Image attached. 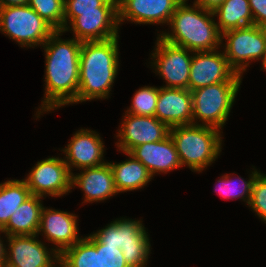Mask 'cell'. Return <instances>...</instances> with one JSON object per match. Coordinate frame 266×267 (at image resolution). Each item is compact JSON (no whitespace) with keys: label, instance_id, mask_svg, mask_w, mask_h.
<instances>
[{"label":"cell","instance_id":"d4e9b609","mask_svg":"<svg viewBox=\"0 0 266 267\" xmlns=\"http://www.w3.org/2000/svg\"><path fill=\"white\" fill-rule=\"evenodd\" d=\"M61 267H101V251L85 236L60 255Z\"/></svg>","mask_w":266,"mask_h":267},{"label":"cell","instance_id":"7402d4cb","mask_svg":"<svg viewBox=\"0 0 266 267\" xmlns=\"http://www.w3.org/2000/svg\"><path fill=\"white\" fill-rule=\"evenodd\" d=\"M129 159L120 163H109L118 193L144 188L151 181L149 170L129 152Z\"/></svg>","mask_w":266,"mask_h":267},{"label":"cell","instance_id":"6da1fadb","mask_svg":"<svg viewBox=\"0 0 266 267\" xmlns=\"http://www.w3.org/2000/svg\"><path fill=\"white\" fill-rule=\"evenodd\" d=\"M62 33L56 30L42 45L46 58L45 95L36 112L37 118L44 112L77 103L82 42L74 37L64 40L59 37Z\"/></svg>","mask_w":266,"mask_h":267},{"label":"cell","instance_id":"9c48e42d","mask_svg":"<svg viewBox=\"0 0 266 267\" xmlns=\"http://www.w3.org/2000/svg\"><path fill=\"white\" fill-rule=\"evenodd\" d=\"M151 54V66L167 83L165 88L188 89L193 52L167 43L159 36ZM188 52H191V56Z\"/></svg>","mask_w":266,"mask_h":267},{"label":"cell","instance_id":"e0dca14e","mask_svg":"<svg viewBox=\"0 0 266 267\" xmlns=\"http://www.w3.org/2000/svg\"><path fill=\"white\" fill-rule=\"evenodd\" d=\"M183 0H123L118 5V24L125 19L136 24H169Z\"/></svg>","mask_w":266,"mask_h":267},{"label":"cell","instance_id":"d6a6232c","mask_svg":"<svg viewBox=\"0 0 266 267\" xmlns=\"http://www.w3.org/2000/svg\"><path fill=\"white\" fill-rule=\"evenodd\" d=\"M224 0H195L193 3L205 10L214 11Z\"/></svg>","mask_w":266,"mask_h":267},{"label":"cell","instance_id":"e575fe53","mask_svg":"<svg viewBox=\"0 0 266 267\" xmlns=\"http://www.w3.org/2000/svg\"><path fill=\"white\" fill-rule=\"evenodd\" d=\"M0 233H4L3 230L0 228ZM1 236V235H0ZM4 240H1L0 237V267H5V252H6V245L3 244Z\"/></svg>","mask_w":266,"mask_h":267},{"label":"cell","instance_id":"f546056e","mask_svg":"<svg viewBox=\"0 0 266 267\" xmlns=\"http://www.w3.org/2000/svg\"><path fill=\"white\" fill-rule=\"evenodd\" d=\"M101 251V267H129L121 249L116 246H105L93 234L86 236Z\"/></svg>","mask_w":266,"mask_h":267},{"label":"cell","instance_id":"5bb4252c","mask_svg":"<svg viewBox=\"0 0 266 267\" xmlns=\"http://www.w3.org/2000/svg\"><path fill=\"white\" fill-rule=\"evenodd\" d=\"M78 216L67 211L43 207L41 211L38 235L42 232L47 241L56 245V252L61 255L82 238L78 235Z\"/></svg>","mask_w":266,"mask_h":267},{"label":"cell","instance_id":"ba28073f","mask_svg":"<svg viewBox=\"0 0 266 267\" xmlns=\"http://www.w3.org/2000/svg\"><path fill=\"white\" fill-rule=\"evenodd\" d=\"M226 38V39H225ZM225 39L224 54L229 65L240 75L246 71L250 60L266 62V40L258 26L232 29L222 34Z\"/></svg>","mask_w":266,"mask_h":267},{"label":"cell","instance_id":"74e56055","mask_svg":"<svg viewBox=\"0 0 266 267\" xmlns=\"http://www.w3.org/2000/svg\"><path fill=\"white\" fill-rule=\"evenodd\" d=\"M123 0H116L117 5H119Z\"/></svg>","mask_w":266,"mask_h":267},{"label":"cell","instance_id":"8d00e7d4","mask_svg":"<svg viewBox=\"0 0 266 267\" xmlns=\"http://www.w3.org/2000/svg\"><path fill=\"white\" fill-rule=\"evenodd\" d=\"M261 69L262 70L265 69V71H266V62L262 65Z\"/></svg>","mask_w":266,"mask_h":267},{"label":"cell","instance_id":"8fae6325","mask_svg":"<svg viewBox=\"0 0 266 267\" xmlns=\"http://www.w3.org/2000/svg\"><path fill=\"white\" fill-rule=\"evenodd\" d=\"M227 81H242V75L229 65L223 51L193 52L188 84L190 91Z\"/></svg>","mask_w":266,"mask_h":267},{"label":"cell","instance_id":"277c9868","mask_svg":"<svg viewBox=\"0 0 266 267\" xmlns=\"http://www.w3.org/2000/svg\"><path fill=\"white\" fill-rule=\"evenodd\" d=\"M219 129L196 124L170 127L182 167L201 172L218 158L222 151V136Z\"/></svg>","mask_w":266,"mask_h":267},{"label":"cell","instance_id":"44dd1931","mask_svg":"<svg viewBox=\"0 0 266 267\" xmlns=\"http://www.w3.org/2000/svg\"><path fill=\"white\" fill-rule=\"evenodd\" d=\"M42 197L31 195L2 228L6 236L36 235L40 227Z\"/></svg>","mask_w":266,"mask_h":267},{"label":"cell","instance_id":"5b68a950","mask_svg":"<svg viewBox=\"0 0 266 267\" xmlns=\"http://www.w3.org/2000/svg\"><path fill=\"white\" fill-rule=\"evenodd\" d=\"M141 220L120 218L107 224L93 235L105 246L121 249L129 267H146L150 241Z\"/></svg>","mask_w":266,"mask_h":267},{"label":"cell","instance_id":"603a6c76","mask_svg":"<svg viewBox=\"0 0 266 267\" xmlns=\"http://www.w3.org/2000/svg\"><path fill=\"white\" fill-rule=\"evenodd\" d=\"M213 14L218 16L219 21L216 24L221 34L232 29L253 25L249 0H224L213 11Z\"/></svg>","mask_w":266,"mask_h":267},{"label":"cell","instance_id":"ffe728a7","mask_svg":"<svg viewBox=\"0 0 266 267\" xmlns=\"http://www.w3.org/2000/svg\"><path fill=\"white\" fill-rule=\"evenodd\" d=\"M132 154L152 176L181 168L179 155L170 135L158 142H149L135 147Z\"/></svg>","mask_w":266,"mask_h":267},{"label":"cell","instance_id":"9a60e30c","mask_svg":"<svg viewBox=\"0 0 266 267\" xmlns=\"http://www.w3.org/2000/svg\"><path fill=\"white\" fill-rule=\"evenodd\" d=\"M62 151L70 172L73 167L82 170L107 163L103 158L104 143L99 134L93 130H78Z\"/></svg>","mask_w":266,"mask_h":267},{"label":"cell","instance_id":"4dcf8cb0","mask_svg":"<svg viewBox=\"0 0 266 267\" xmlns=\"http://www.w3.org/2000/svg\"><path fill=\"white\" fill-rule=\"evenodd\" d=\"M249 207L266 223V175L259 173L253 183Z\"/></svg>","mask_w":266,"mask_h":267},{"label":"cell","instance_id":"52a82bcc","mask_svg":"<svg viewBox=\"0 0 266 267\" xmlns=\"http://www.w3.org/2000/svg\"><path fill=\"white\" fill-rule=\"evenodd\" d=\"M0 31L21 47L43 45L56 31L28 4L0 8Z\"/></svg>","mask_w":266,"mask_h":267},{"label":"cell","instance_id":"83f0119b","mask_svg":"<svg viewBox=\"0 0 266 267\" xmlns=\"http://www.w3.org/2000/svg\"><path fill=\"white\" fill-rule=\"evenodd\" d=\"M28 5L55 30H64V0H28Z\"/></svg>","mask_w":266,"mask_h":267},{"label":"cell","instance_id":"ac0fdd59","mask_svg":"<svg viewBox=\"0 0 266 267\" xmlns=\"http://www.w3.org/2000/svg\"><path fill=\"white\" fill-rule=\"evenodd\" d=\"M192 92L189 89L159 88L155 117L169 127L193 124Z\"/></svg>","mask_w":266,"mask_h":267},{"label":"cell","instance_id":"2e32d148","mask_svg":"<svg viewBox=\"0 0 266 267\" xmlns=\"http://www.w3.org/2000/svg\"><path fill=\"white\" fill-rule=\"evenodd\" d=\"M63 31H73V37L81 42L103 41L119 36L118 11L79 12Z\"/></svg>","mask_w":266,"mask_h":267},{"label":"cell","instance_id":"8992f818","mask_svg":"<svg viewBox=\"0 0 266 267\" xmlns=\"http://www.w3.org/2000/svg\"><path fill=\"white\" fill-rule=\"evenodd\" d=\"M241 81L220 82L192 90L193 124L221 129L228 120ZM196 121V122H195Z\"/></svg>","mask_w":266,"mask_h":267},{"label":"cell","instance_id":"4fadbf2b","mask_svg":"<svg viewBox=\"0 0 266 267\" xmlns=\"http://www.w3.org/2000/svg\"><path fill=\"white\" fill-rule=\"evenodd\" d=\"M170 127L155 116H140L126 113L117 133L119 151L131 152L135 147L149 142H158L169 136Z\"/></svg>","mask_w":266,"mask_h":267},{"label":"cell","instance_id":"1f68e13d","mask_svg":"<svg viewBox=\"0 0 266 267\" xmlns=\"http://www.w3.org/2000/svg\"><path fill=\"white\" fill-rule=\"evenodd\" d=\"M253 16V25L259 26L266 22V0H249Z\"/></svg>","mask_w":266,"mask_h":267},{"label":"cell","instance_id":"30bf717a","mask_svg":"<svg viewBox=\"0 0 266 267\" xmlns=\"http://www.w3.org/2000/svg\"><path fill=\"white\" fill-rule=\"evenodd\" d=\"M72 173L64 157H49L38 161L23 180L31 195L60 197L71 191Z\"/></svg>","mask_w":266,"mask_h":267},{"label":"cell","instance_id":"d590c367","mask_svg":"<svg viewBox=\"0 0 266 267\" xmlns=\"http://www.w3.org/2000/svg\"><path fill=\"white\" fill-rule=\"evenodd\" d=\"M259 29L261 30L264 39L266 40V22L262 23L261 25L258 26Z\"/></svg>","mask_w":266,"mask_h":267},{"label":"cell","instance_id":"4316f807","mask_svg":"<svg viewBox=\"0 0 266 267\" xmlns=\"http://www.w3.org/2000/svg\"><path fill=\"white\" fill-rule=\"evenodd\" d=\"M89 11H118V5L116 0H64V29L79 12Z\"/></svg>","mask_w":266,"mask_h":267},{"label":"cell","instance_id":"f1b7e54d","mask_svg":"<svg viewBox=\"0 0 266 267\" xmlns=\"http://www.w3.org/2000/svg\"><path fill=\"white\" fill-rule=\"evenodd\" d=\"M159 95L158 87L144 86L134 94L131 107L125 113L140 116H155L156 103Z\"/></svg>","mask_w":266,"mask_h":267},{"label":"cell","instance_id":"836d02e7","mask_svg":"<svg viewBox=\"0 0 266 267\" xmlns=\"http://www.w3.org/2000/svg\"><path fill=\"white\" fill-rule=\"evenodd\" d=\"M1 7L23 6L28 4V0H0Z\"/></svg>","mask_w":266,"mask_h":267},{"label":"cell","instance_id":"7a4b0ae2","mask_svg":"<svg viewBox=\"0 0 266 267\" xmlns=\"http://www.w3.org/2000/svg\"><path fill=\"white\" fill-rule=\"evenodd\" d=\"M118 38L82 42L77 103L108 98L118 73Z\"/></svg>","mask_w":266,"mask_h":267},{"label":"cell","instance_id":"cb8c5ba5","mask_svg":"<svg viewBox=\"0 0 266 267\" xmlns=\"http://www.w3.org/2000/svg\"><path fill=\"white\" fill-rule=\"evenodd\" d=\"M31 196L24 180H8L0 183V228L9 221L11 215Z\"/></svg>","mask_w":266,"mask_h":267},{"label":"cell","instance_id":"7c38bea8","mask_svg":"<svg viewBox=\"0 0 266 267\" xmlns=\"http://www.w3.org/2000/svg\"><path fill=\"white\" fill-rule=\"evenodd\" d=\"M37 236H5L9 242L5 252V267H59L60 255L55 248L49 252L45 244L37 240Z\"/></svg>","mask_w":266,"mask_h":267},{"label":"cell","instance_id":"484cf974","mask_svg":"<svg viewBox=\"0 0 266 267\" xmlns=\"http://www.w3.org/2000/svg\"><path fill=\"white\" fill-rule=\"evenodd\" d=\"M259 173H260L259 171L254 169V171H252V174H250L248 181L244 180L240 176L236 177L237 179L235 178L232 180L229 174L222 175V177L217 181L219 185L218 186L217 184L215 185L218 188L215 189L214 191L215 192L219 191L218 193L219 195L222 196V198L225 199L240 198L243 201H245L247 205H249L253 189V183ZM240 181L242 182L240 183ZM236 182L237 184L238 182L241 184L240 187L241 189L240 188L238 189Z\"/></svg>","mask_w":266,"mask_h":267},{"label":"cell","instance_id":"d6986e66","mask_svg":"<svg viewBox=\"0 0 266 267\" xmlns=\"http://www.w3.org/2000/svg\"><path fill=\"white\" fill-rule=\"evenodd\" d=\"M81 173H72V187L84 191V202L104 201L118 194L109 162L82 169Z\"/></svg>","mask_w":266,"mask_h":267},{"label":"cell","instance_id":"3957f363","mask_svg":"<svg viewBox=\"0 0 266 267\" xmlns=\"http://www.w3.org/2000/svg\"><path fill=\"white\" fill-rule=\"evenodd\" d=\"M183 0L171 16V33H162L161 39L192 52L213 51L222 45V34L215 22L213 11ZM213 17V18H212Z\"/></svg>","mask_w":266,"mask_h":267}]
</instances>
